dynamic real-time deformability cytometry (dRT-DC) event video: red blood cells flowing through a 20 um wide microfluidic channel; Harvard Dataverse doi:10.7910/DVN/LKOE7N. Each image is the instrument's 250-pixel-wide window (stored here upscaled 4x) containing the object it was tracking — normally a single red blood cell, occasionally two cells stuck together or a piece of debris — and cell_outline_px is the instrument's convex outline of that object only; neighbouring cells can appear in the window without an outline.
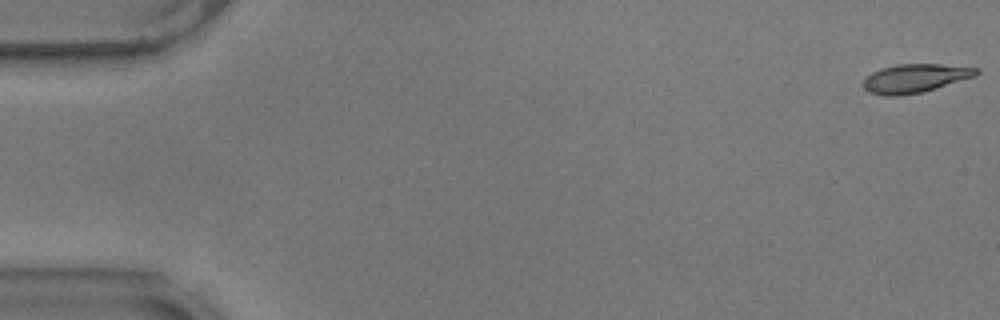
{"species": "common noctule bat (a hibernating species)", "species_latin": "Nyctalus noctula", "temperature_condition": "warm", "stored_images_in_passage": 58, "camera_frame_rate_fps": 3000, "um_per_image_px": 0.085, "animal": {"sex": "male", "body_mass_g": 17.9}, "frame": {"image": 1, "passage_image": 1, "time_ms": 0.0, "image_size_px": [1000, 320], "cell_outline_px": [[980, 72], [976, 76], [936, 88], [920, 92], [900, 96], [884, 96], [868, 92], [860, 84], [872, 72], [880, 68], [896, 64], [940, 64], [980, 68]], "centroid_in_image_um": [77.76, 6.65], "position_along_channel_um": 7.2, "area_um2": 19.02}}
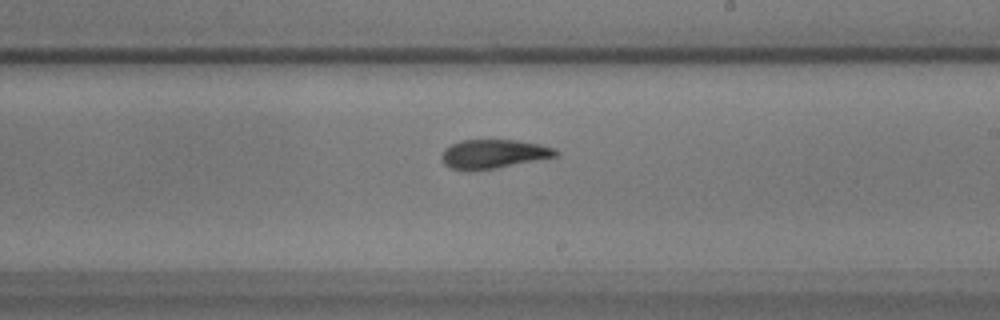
{"frame": {"image": 2, "passage_image": 34, "time_ms": 11.0, "image_size_px": [1000, 320], "cell_outline_px": [[560, 156], [496, 168], [452, 168], [444, 164], [440, 156], [444, 148], [460, 140], [516, 140], [540, 144], [556, 148], [560, 152]], "centroid_in_image_um": [42.03, 13.05], "position_along_channel_um": 247.0, "area_um2": 19.02}}
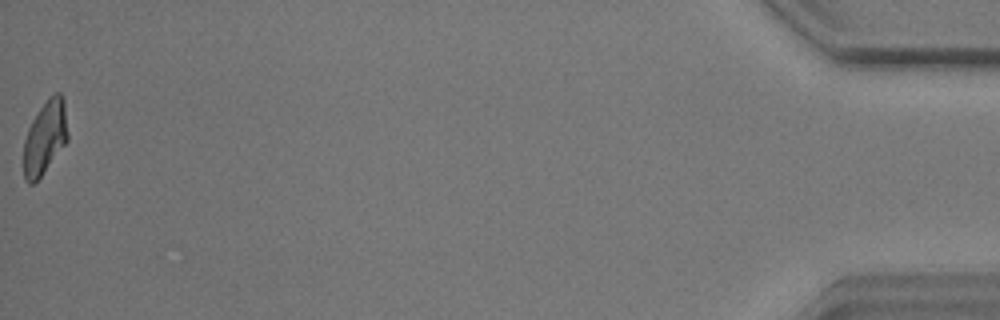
{"frame": {"image": 3, "passage_image": 58, "time_ms": 19.0, "image_size_px": [1000, 320], "cell_outline_px": [[68, 140], [40, 176], [32, 184], [28, 184], [24, 180], [24, 140], [28, 128], [32, 120], [48, 96], [56, 92], [60, 92], [64, 100], [68, 132]], "centroid_in_image_um": [3.83, 11.65], "position_along_channel_um": 431.4, "area_um2": 18.79}, "authors_computed_cell_mechanics": {"area_um2": 19.2474, "velocity_mm_per_s": 3.5089, "shape_relaxation_time_tau1_ms": 5.1563, "shape_relaxation_time_tau2_ms": 1.6235, "deformation_change_tau1": 0.1761, "deformation_change_tau2": 0.0757}}